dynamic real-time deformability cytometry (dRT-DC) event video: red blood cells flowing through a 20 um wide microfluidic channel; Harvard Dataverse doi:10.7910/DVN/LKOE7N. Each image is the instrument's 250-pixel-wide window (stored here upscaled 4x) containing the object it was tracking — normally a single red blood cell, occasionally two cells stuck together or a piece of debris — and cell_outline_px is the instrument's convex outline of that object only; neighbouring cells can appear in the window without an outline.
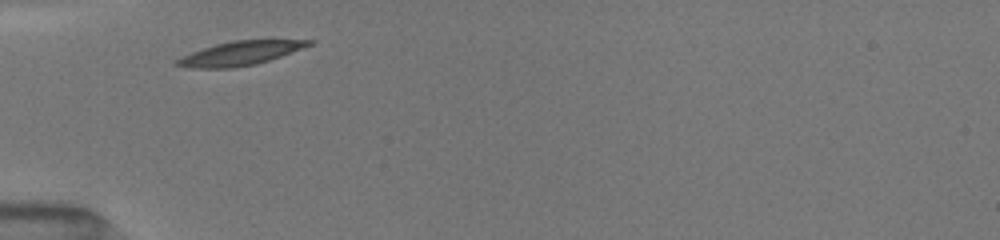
{"species": "common noctule bat (a hibernating species)", "species_latin": "Nyctalus noctula", "temperature_condition": "room temperature", "stored_images_in_passage": 26, "camera_frame_rate_fps": 3000, "um_per_image_px": 0.085, "animal": {"sex": "female", "body_mass_g": 19.5, "forearm_length_mm": 54.1}, "frame": {"image": 1, "passage_image": 1, "time_ms": 0.0, "image_size_px": [1000, 240], "cell_outline_px": [[316, 40], [312, 44], [280, 56], [256, 64], [232, 68], [192, 68], [172, 64], [176, 60], [192, 52], [216, 44], [232, 40]], "centroid_in_image_um": [20.39, 4.53], "position_along_channel_um": 64.6, "area_um2": 18.09}}
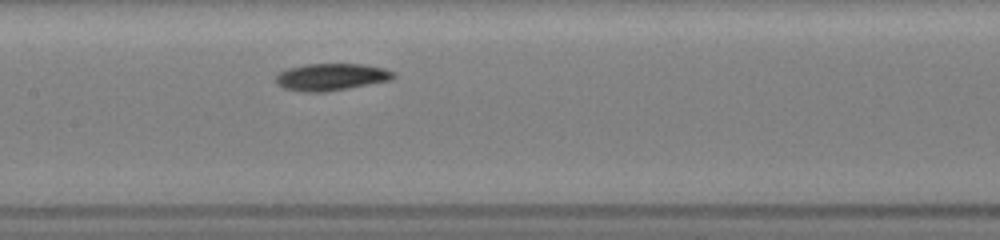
{"frame": {"image": 2, "passage_image": 13, "time_ms": 3.0, "image_size_px": [1000, 240], "cell_outline_px": [[396, 76], [392, 80], [348, 88], [324, 92], [304, 92], [284, 88], [276, 84], [276, 76], [280, 72], [288, 68], [304, 64], [364, 64], [384, 68], [396, 72]], "centroid_in_image_um": [28.18, 6.54], "position_along_channel_um": 179.2, "area_um2": 18.67}}
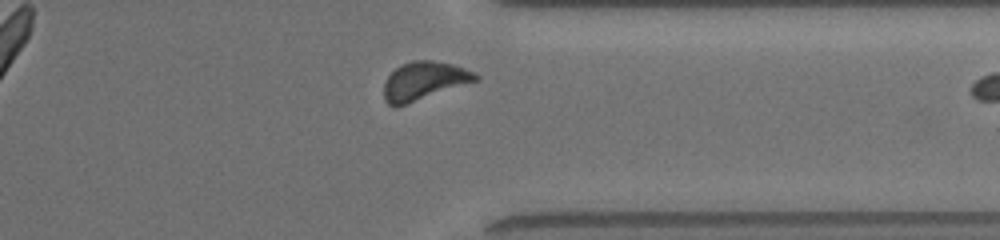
{"frame": {"image": 3, "passage_image": 25, "time_ms": 6.667, "image_size_px": [1000, 240], "cell_outline_px": [[480, 80], [396, 108], [388, 104], [384, 100], [384, 84], [388, 76], [400, 64], [412, 60], [432, 60], [452, 64], [476, 72], [480, 76]], "centroid_in_image_um": [36.06, 6.89], "position_along_channel_um": 375.3, "area_um2": 20.81}}